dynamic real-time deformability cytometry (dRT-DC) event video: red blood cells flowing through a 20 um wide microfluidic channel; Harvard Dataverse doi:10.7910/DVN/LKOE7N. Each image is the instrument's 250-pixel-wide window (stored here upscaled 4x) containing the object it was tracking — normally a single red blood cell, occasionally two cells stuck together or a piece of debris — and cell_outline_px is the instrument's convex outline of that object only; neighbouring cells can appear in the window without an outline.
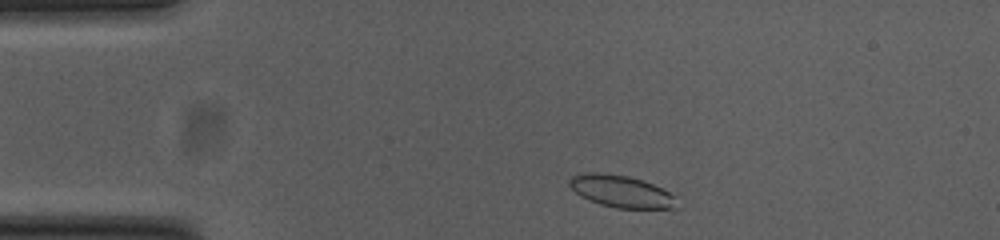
{"species": "common noctule bat (a hibernating species)", "species_latin": "Nyctalus noctula", "temperature_condition": "cold", "stored_images_in_passage": 42, "camera_frame_rate_fps": 3000, "um_per_image_px": 0.085, "animal": {"sex": "female", "body_mass_g": 23.0, "forearm_length_mm": 53.4}, "frame": {"image": 1, "passage_image": 3, "time_ms": 0.667, "image_size_px": [1000, 240], "cell_outline_px": [[680, 208], [616, 208], [600, 204], [588, 200], [580, 196], [568, 184], [568, 180], [572, 176], [584, 172], [596, 172], [628, 176], [652, 184], [668, 192], [672, 196]], "centroid_in_image_um": [52.74, 16.27], "position_along_channel_um": 32.3, "area_um2": 19.83}}
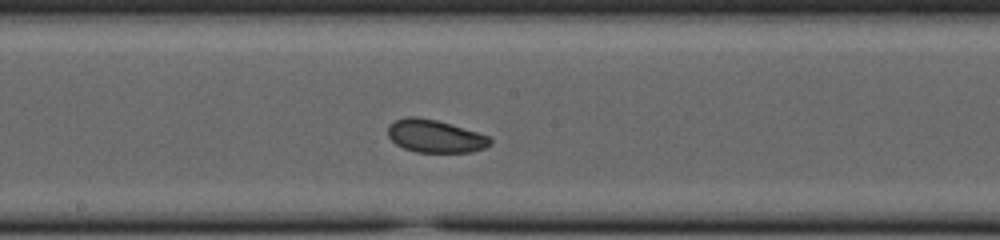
{"frame": {"image": 2, "passage_image": 21, "time_ms": 6.667, "image_size_px": [1000, 240], "cell_outline_px": [[492, 144], [484, 148], [472, 152], [416, 152], [404, 148], [396, 144], [388, 136], [388, 124], [396, 120], [408, 116], [416, 116], [436, 120], [492, 136]], "centroid_in_image_um": [37.01, 11.57], "position_along_channel_um": 211.2, "area_um2": 19.65}}
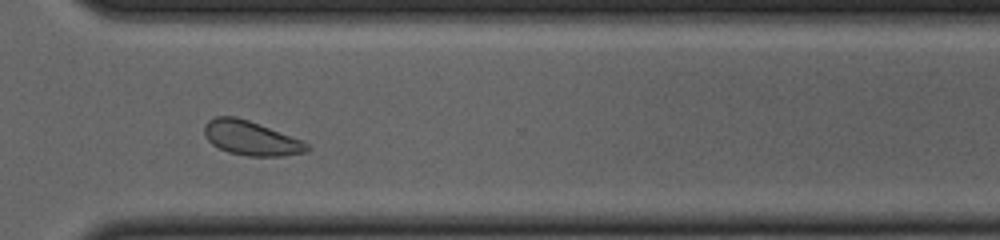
{"frame": {"image": 3, "passage_image": 32, "time_ms": 10.333, "image_size_px": [1000, 240], "cell_outline_px": [[312, 148], [304, 152], [284, 156], [248, 156], [228, 152], [212, 144], [204, 136], [204, 124], [208, 120], [216, 116], [236, 116], [248, 120], [304, 140]], "centroid_in_image_um": [21.34, 11.74], "position_along_channel_um": 349.3, "area_um2": 20.69}}